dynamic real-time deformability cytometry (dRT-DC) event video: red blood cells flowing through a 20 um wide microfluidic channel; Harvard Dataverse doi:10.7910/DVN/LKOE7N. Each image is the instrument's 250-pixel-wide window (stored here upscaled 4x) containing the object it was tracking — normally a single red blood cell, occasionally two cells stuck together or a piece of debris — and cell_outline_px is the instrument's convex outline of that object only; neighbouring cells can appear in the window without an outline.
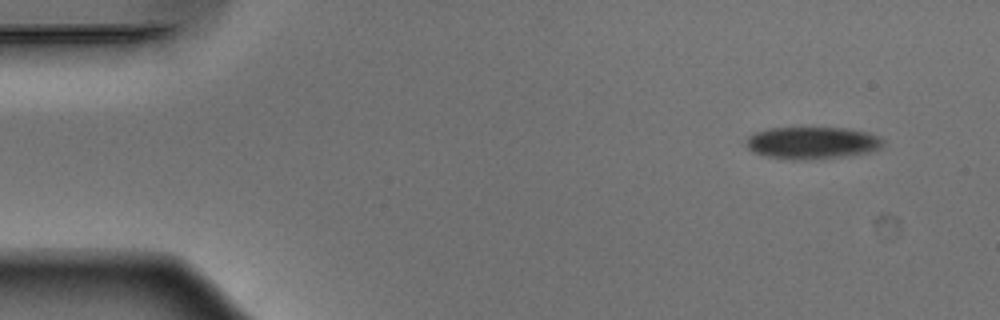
{"species": "Egyptian fruit bat (a non-hibernating species)", "species_latin": "Rousettus aegyptiacus", "temperature_condition": "warm", "stored_images_in_passage": 48, "camera_frame_rate_fps": 3000, "um_per_image_px": 0.085, "animal": {"sex": "male"}, "frame": {"image": 1, "passage_image": 1, "time_ms": 0.0, "image_size_px": [1000, 320], "cell_outline_px": [[884, 140], [880, 148], [868, 152], [840, 156], [796, 160], [792, 160], [764, 156], [748, 148], [744, 144], [748, 136], [752, 132], [772, 128], [844, 128], [868, 132]], "centroid_in_image_um": [68.97, 12.13], "position_along_channel_um": 16.0, "area_um2": 25.37}}
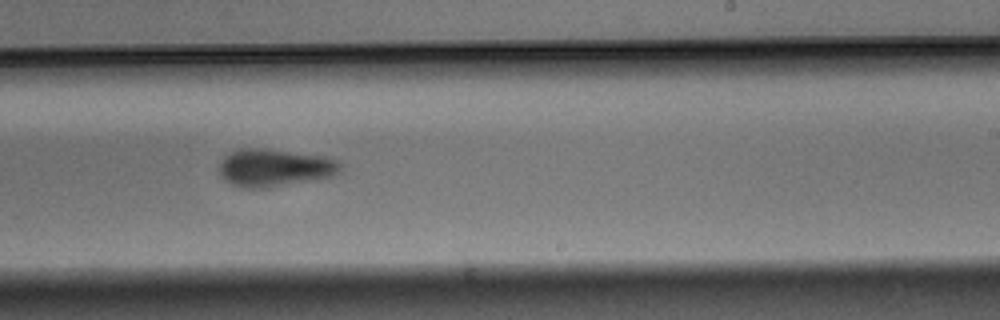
{"frame": {"image": 2, "passage_image": 28, "time_ms": 9.0, "image_size_px": [1000, 320], "cell_outline_px": [[340, 172], [332, 176], [316, 180], [268, 188], [244, 188], [232, 184], [224, 180], [220, 176], [220, 160], [224, 156], [232, 152], [244, 148], [264, 148], [324, 156], [336, 160], [340, 164]], "centroid_in_image_um": [23.33, 14.27], "position_along_channel_um": 265.7, "area_um2": 26.7}}
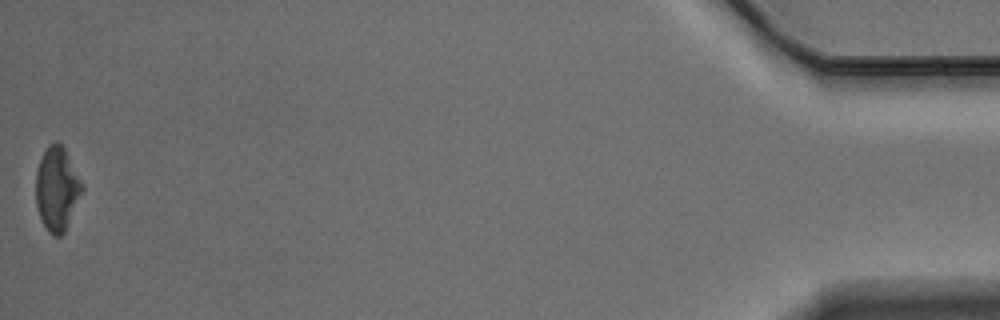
{"frame": {"image": 3, "passage_image": 48, "time_ms": 15.667, "image_size_px": [1000, 320], "cell_outline_px": [[84, 188], [64, 232], [60, 236], [52, 236], [48, 232], [40, 216], [36, 204], [36, 172], [40, 160], [48, 144], [56, 140], [64, 148], [84, 184]], "centroid_in_image_um": [4.85, 16.03], "position_along_channel_um": 430.4, "area_um2": 22.43}, "authors_computed_cell_mechanics": {"area_um2": 26.01, "velocity_mm_per_s": 3.9009, "shape_relaxation_time_tau1_ms": 2.6537, "shape_relaxation_time_tau2_ms": null, "deformation_change_tau1": 0.0828, "deformation_change_tau2": null}}